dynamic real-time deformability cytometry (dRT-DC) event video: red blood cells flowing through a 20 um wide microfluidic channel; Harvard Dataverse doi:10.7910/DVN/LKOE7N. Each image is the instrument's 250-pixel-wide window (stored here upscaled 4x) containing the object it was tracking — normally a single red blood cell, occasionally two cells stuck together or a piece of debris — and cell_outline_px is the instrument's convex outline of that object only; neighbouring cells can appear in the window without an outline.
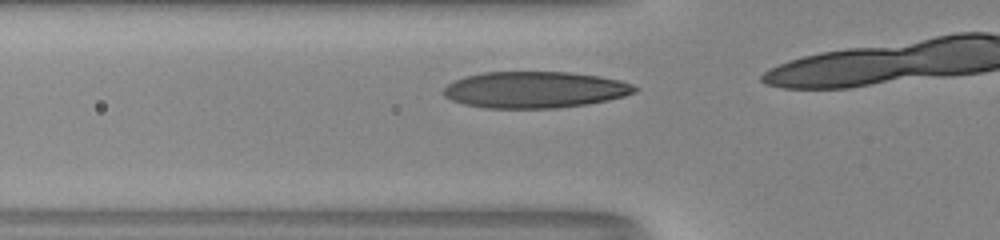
{"species": "human", "species_latin": "Homo sapiens", "temperature_condition": "room temperature", "stored_images_in_passage": 7, "camera_frame_rate_fps": 3000, "um_per_image_px": 0.085, "donor": {"sex": "male"}, "frame": {"image": 1, "passage_image": 3, "time_ms": 0.667, "image_size_px": [1000, 240], "cell_outline_px": [[640, 88], [636, 92], [624, 96], [608, 100], [588, 104], [556, 108], [484, 108], [464, 104], [452, 100], [444, 96], [444, 88], [448, 84], [464, 76], [484, 72], [568, 72], [600, 76], [620, 80], [632, 84]], "centroid_in_image_um": [45.48, 7.63], "position_along_channel_um": 80.3, "area_um2": 40.75}}